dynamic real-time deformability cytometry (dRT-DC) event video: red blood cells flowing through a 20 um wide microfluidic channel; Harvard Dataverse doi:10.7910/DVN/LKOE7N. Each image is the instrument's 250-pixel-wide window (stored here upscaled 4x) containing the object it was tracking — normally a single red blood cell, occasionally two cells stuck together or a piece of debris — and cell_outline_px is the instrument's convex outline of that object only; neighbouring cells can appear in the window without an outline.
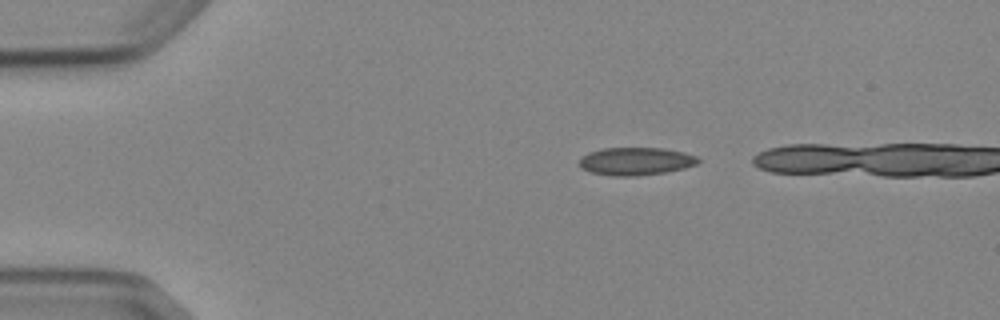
{"species": "Egyptian fruit bat (a non-hibernating species)", "species_latin": "Rousettus aegyptiacus", "temperature_condition": "cold", "stored_images_in_passage": 4, "camera_frame_rate_fps": 3000, "um_per_image_px": 0.085, "animal": {"sex": "female"}, "frame": {"image": 1, "passage_image": 1, "time_ms": 0.0, "image_size_px": [1000, 320], "cell_outline_px": [[700, 160], [696, 164], [684, 168], [664, 172], [636, 176], [612, 176], [592, 172], [580, 168], [580, 156], [588, 152], [604, 148], [664, 148], [684, 152], [696, 156]], "centroid_in_image_um": [54.02, 13.7], "position_along_channel_um": 31.0, "area_um2": 19.25}}